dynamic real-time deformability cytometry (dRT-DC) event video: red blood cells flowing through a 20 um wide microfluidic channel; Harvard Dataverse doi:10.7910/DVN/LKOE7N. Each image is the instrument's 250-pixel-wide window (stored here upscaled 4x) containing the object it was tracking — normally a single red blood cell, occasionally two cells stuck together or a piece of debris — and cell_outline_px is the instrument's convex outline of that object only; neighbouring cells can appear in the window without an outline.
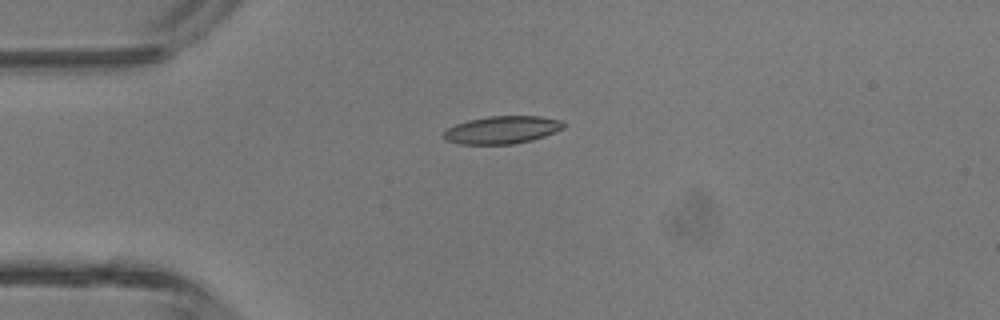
{"species": "common noctule bat (a hibernating species)", "species_latin": "Nyctalus noctula", "temperature_condition": "room temperature", "stored_images_in_passage": 4, "camera_frame_rate_fps": 3000, "um_per_image_px": 0.085, "animal": {"sex": "male", "body_mass_g": 13.3}, "frame": {"image": 1, "passage_image": 3, "time_ms": 3.333, "image_size_px": [1000, 320], "cell_outline_px": [[568, 124], [564, 128], [544, 136], [532, 140], [512, 144], [460, 144], [444, 140], [440, 136], [448, 128], [456, 124], [468, 120], [488, 116], [540, 116], [560, 120]], "centroid_in_image_um": [42.66, 11.04], "position_along_channel_um": 42.3, "area_um2": 19.48}}